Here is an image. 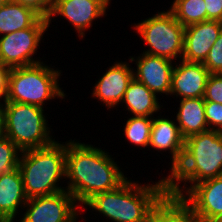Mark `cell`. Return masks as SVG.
Listing matches in <instances>:
<instances>
[{"instance_id":"cell-1","label":"cell","mask_w":222,"mask_h":222,"mask_svg":"<svg viewBox=\"0 0 222 222\" xmlns=\"http://www.w3.org/2000/svg\"><path fill=\"white\" fill-rule=\"evenodd\" d=\"M108 154L84 142H66L65 179L69 181L65 188L83 205L80 208L95 194L112 191L128 179Z\"/></svg>"},{"instance_id":"cell-2","label":"cell","mask_w":222,"mask_h":222,"mask_svg":"<svg viewBox=\"0 0 222 222\" xmlns=\"http://www.w3.org/2000/svg\"><path fill=\"white\" fill-rule=\"evenodd\" d=\"M169 173L166 176L167 193L181 198L195 184L222 176V132L208 130L187 137L183 158ZM181 182L184 188L180 186ZM188 183L190 186L187 187Z\"/></svg>"},{"instance_id":"cell-3","label":"cell","mask_w":222,"mask_h":222,"mask_svg":"<svg viewBox=\"0 0 222 222\" xmlns=\"http://www.w3.org/2000/svg\"><path fill=\"white\" fill-rule=\"evenodd\" d=\"M167 193L166 177L155 184L126 180L118 188L95 194L84 205L112 222H147L153 207Z\"/></svg>"},{"instance_id":"cell-4","label":"cell","mask_w":222,"mask_h":222,"mask_svg":"<svg viewBox=\"0 0 222 222\" xmlns=\"http://www.w3.org/2000/svg\"><path fill=\"white\" fill-rule=\"evenodd\" d=\"M66 142L22 151L18 169L28 199L52 195L66 188L58 186L66 177Z\"/></svg>"},{"instance_id":"cell-5","label":"cell","mask_w":222,"mask_h":222,"mask_svg":"<svg viewBox=\"0 0 222 222\" xmlns=\"http://www.w3.org/2000/svg\"><path fill=\"white\" fill-rule=\"evenodd\" d=\"M61 70L40 63L11 68L5 102H17L44 108L46 100L64 99L65 93L58 82Z\"/></svg>"},{"instance_id":"cell-6","label":"cell","mask_w":222,"mask_h":222,"mask_svg":"<svg viewBox=\"0 0 222 222\" xmlns=\"http://www.w3.org/2000/svg\"><path fill=\"white\" fill-rule=\"evenodd\" d=\"M4 105V136L21 151L46 147L55 141L50 135L43 108L17 102H4Z\"/></svg>"},{"instance_id":"cell-7","label":"cell","mask_w":222,"mask_h":222,"mask_svg":"<svg viewBox=\"0 0 222 222\" xmlns=\"http://www.w3.org/2000/svg\"><path fill=\"white\" fill-rule=\"evenodd\" d=\"M150 48L144 53L165 57L172 61L182 59L185 27L168 9L156 13L133 26Z\"/></svg>"},{"instance_id":"cell-8","label":"cell","mask_w":222,"mask_h":222,"mask_svg":"<svg viewBox=\"0 0 222 222\" xmlns=\"http://www.w3.org/2000/svg\"><path fill=\"white\" fill-rule=\"evenodd\" d=\"M47 18L40 17L31 27L18 30L0 38V62L11 68L40 63L33 58L47 31ZM35 59V60H34Z\"/></svg>"},{"instance_id":"cell-9","label":"cell","mask_w":222,"mask_h":222,"mask_svg":"<svg viewBox=\"0 0 222 222\" xmlns=\"http://www.w3.org/2000/svg\"><path fill=\"white\" fill-rule=\"evenodd\" d=\"M78 206L68 190L33 197L23 207L27 209L20 222H76L80 214Z\"/></svg>"},{"instance_id":"cell-10","label":"cell","mask_w":222,"mask_h":222,"mask_svg":"<svg viewBox=\"0 0 222 222\" xmlns=\"http://www.w3.org/2000/svg\"><path fill=\"white\" fill-rule=\"evenodd\" d=\"M182 199L202 222L222 218V176L195 184Z\"/></svg>"},{"instance_id":"cell-11","label":"cell","mask_w":222,"mask_h":222,"mask_svg":"<svg viewBox=\"0 0 222 222\" xmlns=\"http://www.w3.org/2000/svg\"><path fill=\"white\" fill-rule=\"evenodd\" d=\"M107 6L109 4L105 0H57L47 19L49 27L52 17L63 16L83 39L84 32L92 27L93 20L105 16Z\"/></svg>"},{"instance_id":"cell-12","label":"cell","mask_w":222,"mask_h":222,"mask_svg":"<svg viewBox=\"0 0 222 222\" xmlns=\"http://www.w3.org/2000/svg\"><path fill=\"white\" fill-rule=\"evenodd\" d=\"M129 62L135 61L137 70L133 71V76L138 81L142 82L149 90L156 95H169L171 90L172 71L174 61L147 53H142V56L130 57Z\"/></svg>"},{"instance_id":"cell-13","label":"cell","mask_w":222,"mask_h":222,"mask_svg":"<svg viewBox=\"0 0 222 222\" xmlns=\"http://www.w3.org/2000/svg\"><path fill=\"white\" fill-rule=\"evenodd\" d=\"M181 61V62H180ZM175 62L172 71L170 97L203 98L209 70L200 62H189L183 59Z\"/></svg>"},{"instance_id":"cell-14","label":"cell","mask_w":222,"mask_h":222,"mask_svg":"<svg viewBox=\"0 0 222 222\" xmlns=\"http://www.w3.org/2000/svg\"><path fill=\"white\" fill-rule=\"evenodd\" d=\"M221 31L220 21L207 20L186 26L182 59L203 63Z\"/></svg>"},{"instance_id":"cell-15","label":"cell","mask_w":222,"mask_h":222,"mask_svg":"<svg viewBox=\"0 0 222 222\" xmlns=\"http://www.w3.org/2000/svg\"><path fill=\"white\" fill-rule=\"evenodd\" d=\"M134 69L127 62H114L95 83L92 96L105 104L108 109L119 105L124 97Z\"/></svg>"},{"instance_id":"cell-16","label":"cell","mask_w":222,"mask_h":222,"mask_svg":"<svg viewBox=\"0 0 222 222\" xmlns=\"http://www.w3.org/2000/svg\"><path fill=\"white\" fill-rule=\"evenodd\" d=\"M158 117V118H157ZM152 120L149 146L156 151H170L171 172L180 164L185 146V138L182 136L177 123L168 119L157 116Z\"/></svg>"},{"instance_id":"cell-17","label":"cell","mask_w":222,"mask_h":222,"mask_svg":"<svg viewBox=\"0 0 222 222\" xmlns=\"http://www.w3.org/2000/svg\"><path fill=\"white\" fill-rule=\"evenodd\" d=\"M27 201L18 167L0 175V222H13Z\"/></svg>"},{"instance_id":"cell-18","label":"cell","mask_w":222,"mask_h":222,"mask_svg":"<svg viewBox=\"0 0 222 222\" xmlns=\"http://www.w3.org/2000/svg\"><path fill=\"white\" fill-rule=\"evenodd\" d=\"M176 123L182 136L187 137L208 131L203 98L180 99Z\"/></svg>"},{"instance_id":"cell-19","label":"cell","mask_w":222,"mask_h":222,"mask_svg":"<svg viewBox=\"0 0 222 222\" xmlns=\"http://www.w3.org/2000/svg\"><path fill=\"white\" fill-rule=\"evenodd\" d=\"M147 222H202L181 198L166 193L151 210Z\"/></svg>"},{"instance_id":"cell-20","label":"cell","mask_w":222,"mask_h":222,"mask_svg":"<svg viewBox=\"0 0 222 222\" xmlns=\"http://www.w3.org/2000/svg\"><path fill=\"white\" fill-rule=\"evenodd\" d=\"M158 100L154 92L133 77L121 103H125L124 106L126 107L124 108L133 116H147L153 118L154 113H158L162 107Z\"/></svg>"},{"instance_id":"cell-21","label":"cell","mask_w":222,"mask_h":222,"mask_svg":"<svg viewBox=\"0 0 222 222\" xmlns=\"http://www.w3.org/2000/svg\"><path fill=\"white\" fill-rule=\"evenodd\" d=\"M40 17L32 8L9 0L0 7V36L29 28Z\"/></svg>"},{"instance_id":"cell-22","label":"cell","mask_w":222,"mask_h":222,"mask_svg":"<svg viewBox=\"0 0 222 222\" xmlns=\"http://www.w3.org/2000/svg\"><path fill=\"white\" fill-rule=\"evenodd\" d=\"M169 10L184 27L207 21L204 0H174Z\"/></svg>"},{"instance_id":"cell-23","label":"cell","mask_w":222,"mask_h":222,"mask_svg":"<svg viewBox=\"0 0 222 222\" xmlns=\"http://www.w3.org/2000/svg\"><path fill=\"white\" fill-rule=\"evenodd\" d=\"M152 120V117L147 116L128 118L123 130L126 139L138 147H149Z\"/></svg>"},{"instance_id":"cell-24","label":"cell","mask_w":222,"mask_h":222,"mask_svg":"<svg viewBox=\"0 0 222 222\" xmlns=\"http://www.w3.org/2000/svg\"><path fill=\"white\" fill-rule=\"evenodd\" d=\"M21 152L9 138H0V175L18 167Z\"/></svg>"},{"instance_id":"cell-25","label":"cell","mask_w":222,"mask_h":222,"mask_svg":"<svg viewBox=\"0 0 222 222\" xmlns=\"http://www.w3.org/2000/svg\"><path fill=\"white\" fill-rule=\"evenodd\" d=\"M203 65L210 73L222 74V31L210 49Z\"/></svg>"},{"instance_id":"cell-26","label":"cell","mask_w":222,"mask_h":222,"mask_svg":"<svg viewBox=\"0 0 222 222\" xmlns=\"http://www.w3.org/2000/svg\"><path fill=\"white\" fill-rule=\"evenodd\" d=\"M203 99L205 102H216L222 104V74L210 73Z\"/></svg>"},{"instance_id":"cell-27","label":"cell","mask_w":222,"mask_h":222,"mask_svg":"<svg viewBox=\"0 0 222 222\" xmlns=\"http://www.w3.org/2000/svg\"><path fill=\"white\" fill-rule=\"evenodd\" d=\"M205 116L208 130L222 132V104L205 102Z\"/></svg>"},{"instance_id":"cell-28","label":"cell","mask_w":222,"mask_h":222,"mask_svg":"<svg viewBox=\"0 0 222 222\" xmlns=\"http://www.w3.org/2000/svg\"><path fill=\"white\" fill-rule=\"evenodd\" d=\"M11 1L30 7L35 12H37L41 17L47 19L53 7V3L50 0H11Z\"/></svg>"},{"instance_id":"cell-29","label":"cell","mask_w":222,"mask_h":222,"mask_svg":"<svg viewBox=\"0 0 222 222\" xmlns=\"http://www.w3.org/2000/svg\"><path fill=\"white\" fill-rule=\"evenodd\" d=\"M207 20L222 22V0H204Z\"/></svg>"},{"instance_id":"cell-30","label":"cell","mask_w":222,"mask_h":222,"mask_svg":"<svg viewBox=\"0 0 222 222\" xmlns=\"http://www.w3.org/2000/svg\"><path fill=\"white\" fill-rule=\"evenodd\" d=\"M10 68L0 62V99L6 101ZM1 101V100H0Z\"/></svg>"},{"instance_id":"cell-31","label":"cell","mask_w":222,"mask_h":222,"mask_svg":"<svg viewBox=\"0 0 222 222\" xmlns=\"http://www.w3.org/2000/svg\"><path fill=\"white\" fill-rule=\"evenodd\" d=\"M5 134V105L0 102V138Z\"/></svg>"},{"instance_id":"cell-32","label":"cell","mask_w":222,"mask_h":222,"mask_svg":"<svg viewBox=\"0 0 222 222\" xmlns=\"http://www.w3.org/2000/svg\"><path fill=\"white\" fill-rule=\"evenodd\" d=\"M9 0H0V7L3 6L6 2H8Z\"/></svg>"},{"instance_id":"cell-33","label":"cell","mask_w":222,"mask_h":222,"mask_svg":"<svg viewBox=\"0 0 222 222\" xmlns=\"http://www.w3.org/2000/svg\"><path fill=\"white\" fill-rule=\"evenodd\" d=\"M53 4L57 1V0H50Z\"/></svg>"}]
</instances>
